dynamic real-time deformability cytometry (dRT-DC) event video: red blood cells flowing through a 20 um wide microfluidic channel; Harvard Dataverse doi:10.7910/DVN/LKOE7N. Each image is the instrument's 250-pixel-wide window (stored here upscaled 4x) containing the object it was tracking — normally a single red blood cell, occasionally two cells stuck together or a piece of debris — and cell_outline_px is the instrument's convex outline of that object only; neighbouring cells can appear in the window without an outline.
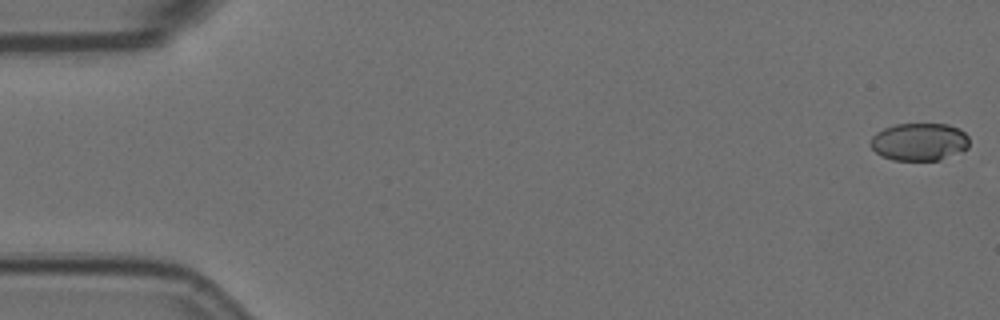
{"species": "Egyptian fruit bat (a non-hibernating species)", "species_latin": "Rousettus aegyptiacus", "temperature_condition": "room temperature", "stored_images_in_passage": 8, "camera_frame_rate_fps": 3000, "um_per_image_px": 0.085, "animal": {"sex": "female"}, "frame": {"image": 1, "passage_image": 1, "time_ms": 0.0, "image_size_px": [1000, 320], "cell_outline_px": [[968, 148], [940, 160], [892, 160], [880, 156], [872, 148], [872, 136], [876, 132], [884, 128], [896, 124], [948, 124], [960, 128], [968, 136]], "centroid_in_image_um": [78.14, 12.05], "position_along_channel_um": 6.9, "area_um2": 21.68}}
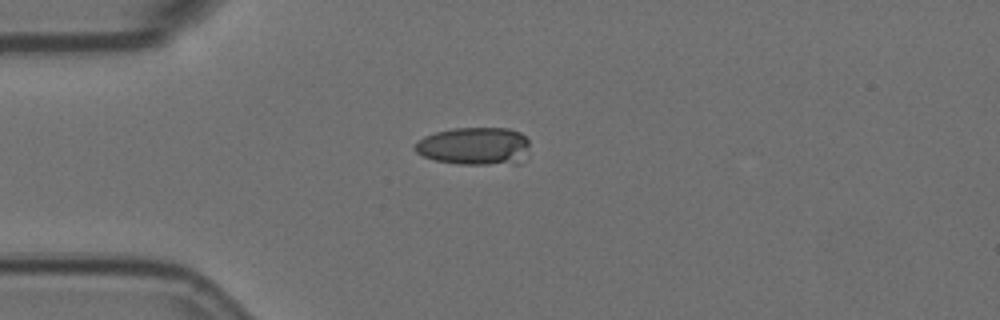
{"frame": {"image": 2, "passage_image": 5, "time_ms": 1.333, "image_size_px": [1000, 320], "cell_outline_px": [[528, 144], [520, 164], [460, 164], [436, 160], [424, 156], [416, 152], [412, 148], [424, 136], [436, 132], [452, 128], [508, 128], [520, 132], [528, 140]], "centroid_in_image_um": [40.32, 12.42], "position_along_channel_um": 44.7, "area_um2": 25.14}}